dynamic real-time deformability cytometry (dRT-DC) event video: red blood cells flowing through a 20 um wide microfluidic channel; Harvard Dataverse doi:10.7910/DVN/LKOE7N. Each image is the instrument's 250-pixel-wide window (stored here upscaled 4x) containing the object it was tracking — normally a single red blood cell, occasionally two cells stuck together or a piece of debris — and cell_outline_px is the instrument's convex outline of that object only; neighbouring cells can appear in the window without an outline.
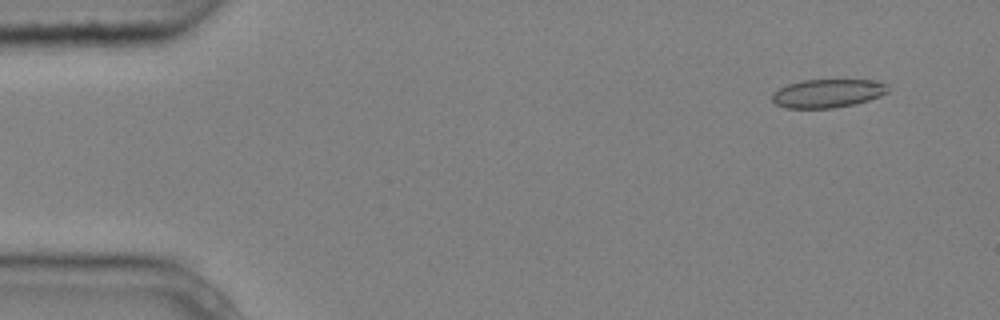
{"species": "common noctule bat (a hibernating species)", "species_latin": "Nyctalus noctula", "temperature_condition": "cold", "stored_images_in_passage": 4, "camera_frame_rate_fps": 3000, "um_per_image_px": 0.085, "animal": {"sex": "male", "body_mass_g": 20.4}, "frame": {"image": 1, "passage_image": 1, "time_ms": 0.0, "image_size_px": [1000, 320], "cell_outline_px": [[888, 92], [880, 96], [856, 104], [832, 108], [788, 108], [776, 104], [772, 100], [772, 92], [788, 84], [804, 80], [876, 80], [888, 84]], "centroid_in_image_um": [70.37, 7.93], "position_along_channel_um": 14.6, "area_um2": 19.25}}
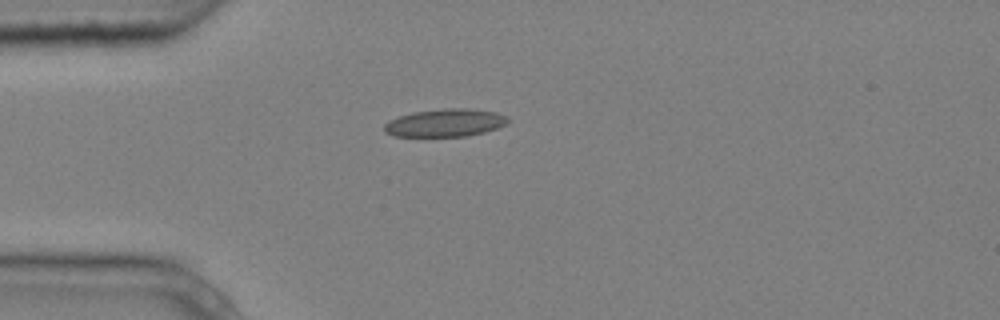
{"frame": {"image": 2, "passage_image": 4, "time_ms": 1.0, "image_size_px": [1000, 320], "cell_outline_px": [[508, 124], [484, 132], [468, 136], [392, 136], [384, 132], [384, 124], [388, 120], [412, 112], [444, 108], [468, 108], [496, 112], [508, 116]], "centroid_in_image_um": [37.84, 10.43], "position_along_channel_um": 47.2, "area_um2": 20.17}}